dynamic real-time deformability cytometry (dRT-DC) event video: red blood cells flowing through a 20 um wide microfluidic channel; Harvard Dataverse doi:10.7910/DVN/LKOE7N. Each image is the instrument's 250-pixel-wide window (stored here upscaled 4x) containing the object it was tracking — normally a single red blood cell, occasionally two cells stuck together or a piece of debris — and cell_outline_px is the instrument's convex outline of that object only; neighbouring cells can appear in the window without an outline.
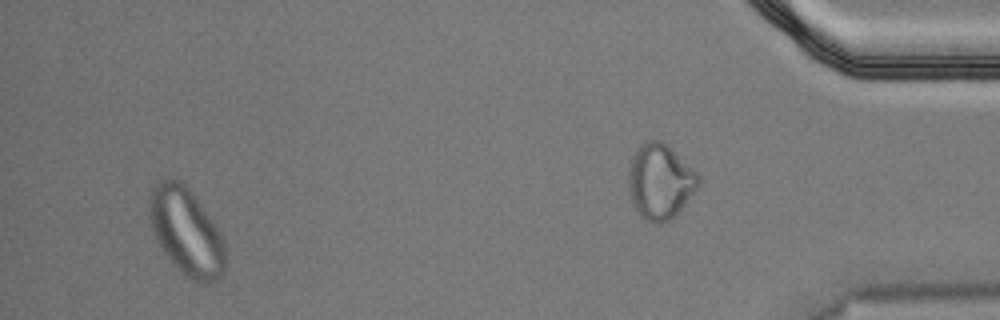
{"species": "Egyptian fruit bat (a non-hibernating species)", "species_latin": "Rousettus aegyptiacus", "temperature_condition": "cold", "stored_images_in_passage": 57, "segment_of_instrument_passage": [2, 2], "camera_frame_rate_fps": 3000, "um_per_image_px": 0.085, "animal": {"sex": "male"}, "frame": {"image": 1, "passage_image": 54, "time_ms": 17.667, "image_size_px": [1000, 320], "cell_outline_px": [[228, 260], [224, 272], [212, 284], [204, 284], [192, 280], [164, 252], [156, 240], [152, 228], [148, 212], [148, 200], [156, 184], [160, 180], [180, 180], [188, 188], [212, 220], [220, 232], [224, 240]], "centroid_in_image_um": [15.88, 19.72], "position_along_channel_um": 419.3, "area_um2": 38.32}}